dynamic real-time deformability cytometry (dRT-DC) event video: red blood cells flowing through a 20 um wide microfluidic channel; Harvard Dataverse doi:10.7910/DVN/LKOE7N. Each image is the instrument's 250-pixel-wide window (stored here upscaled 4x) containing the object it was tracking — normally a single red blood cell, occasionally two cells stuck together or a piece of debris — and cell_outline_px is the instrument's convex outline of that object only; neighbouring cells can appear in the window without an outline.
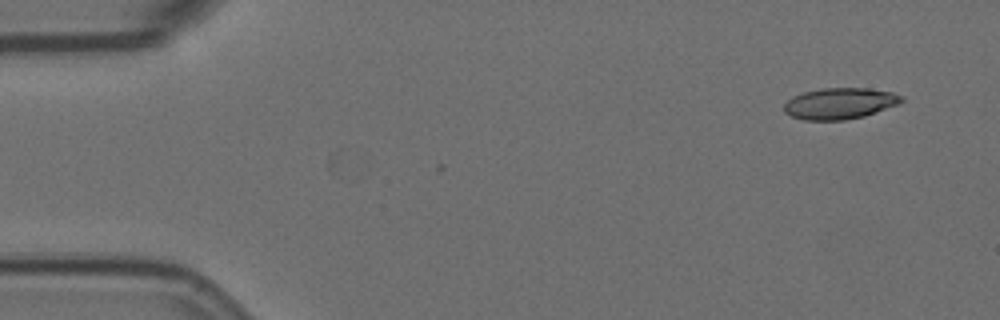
{"species": "Egyptian fruit bat (a non-hibernating species)", "species_latin": "Rousettus aegyptiacus", "temperature_condition": "room temperature", "stored_images_in_passage": 11, "camera_frame_rate_fps": 3000, "um_per_image_px": 0.085, "animal": {"sex": "female"}, "frame": {"image": 1, "passage_image": 1, "time_ms": 0.0, "image_size_px": [1000, 320], "cell_outline_px": [[904, 100], [900, 104], [864, 116], [844, 120], [804, 120], [792, 116], [784, 112], [784, 104], [792, 96], [804, 92], [820, 88], [868, 88], [892, 92], [904, 96]], "centroid_in_image_um": [71.4, 8.79], "position_along_channel_um": 13.6, "area_um2": 21.5}}